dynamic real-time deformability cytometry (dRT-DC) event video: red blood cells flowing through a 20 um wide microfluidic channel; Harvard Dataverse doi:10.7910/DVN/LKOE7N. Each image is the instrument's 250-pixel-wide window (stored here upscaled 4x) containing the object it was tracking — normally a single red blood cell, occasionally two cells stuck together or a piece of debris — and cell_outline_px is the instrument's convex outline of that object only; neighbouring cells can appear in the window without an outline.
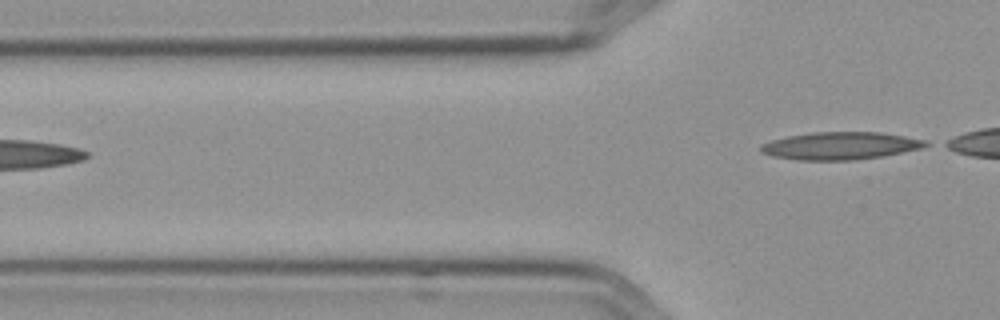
{"species": "Egyptian fruit bat (a non-hibernating species)", "species_latin": "Rousettus aegyptiacus", "temperature_condition": "cold", "stored_images_in_passage": 5, "camera_frame_rate_fps": 3000, "um_per_image_px": 0.085, "frame": {"image": 1, "passage_image": 5, "time_ms": 1.333, "image_size_px": [1000, 320], "cell_outline_px": [[932, 144], [920, 148], [880, 156], [852, 160], [796, 160], [772, 156], [760, 152], [760, 144], [772, 140], [788, 136], [812, 132], [880, 132], [928, 140]], "centroid_in_image_um": [71.4, 12.38], "position_along_channel_um": 54.4, "area_um2": 26.41}}